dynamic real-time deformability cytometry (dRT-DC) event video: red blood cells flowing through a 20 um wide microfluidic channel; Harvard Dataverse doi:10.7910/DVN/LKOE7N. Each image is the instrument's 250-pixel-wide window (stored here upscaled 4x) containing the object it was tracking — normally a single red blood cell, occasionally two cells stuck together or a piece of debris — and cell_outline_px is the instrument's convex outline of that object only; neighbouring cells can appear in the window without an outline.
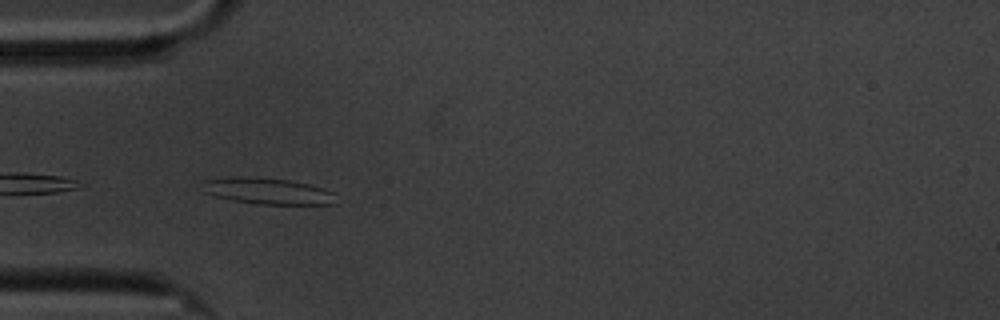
{"species": "common noctule bat (a hibernating species)", "species_latin": "Nyctalus noctula", "temperature_condition": "cold", "stored_images_in_passage": 7, "camera_frame_rate_fps": 3000, "um_per_image_px": 0.085, "animal": {"sex": "male", "body_mass_g": 20.1, "forearm_length_mm": 53.5}, "frame": {"image": 1, "passage_image": 5, "time_ms": 4.667, "image_size_px": [1000, 320], "cell_outline_px": [[336, 204], [256, 204], [216, 196], [204, 192], [204, 180], [236, 176], [256, 176], [288, 180], [308, 184], [324, 188], [332, 192]], "centroid_in_image_um": [22.76, 16.23], "position_along_channel_um": 62.2, "area_um2": 20.29}}
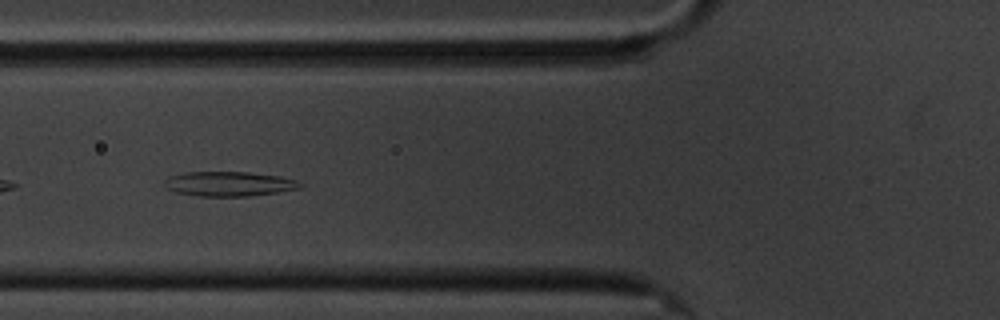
{"frame": {"image": 2, "passage_image": 6, "time_ms": 6.0, "image_size_px": [1000, 320], "cell_outline_px": [[304, 184], [300, 188], [280, 192], [248, 196], [200, 196], [176, 192], [168, 188], [164, 184], [164, 180], [168, 176], [184, 172], [248, 172], [280, 176], [296, 180]], "centroid_in_image_um": [19.48, 15.62], "position_along_channel_um": 106.3, "area_um2": 19.54}}